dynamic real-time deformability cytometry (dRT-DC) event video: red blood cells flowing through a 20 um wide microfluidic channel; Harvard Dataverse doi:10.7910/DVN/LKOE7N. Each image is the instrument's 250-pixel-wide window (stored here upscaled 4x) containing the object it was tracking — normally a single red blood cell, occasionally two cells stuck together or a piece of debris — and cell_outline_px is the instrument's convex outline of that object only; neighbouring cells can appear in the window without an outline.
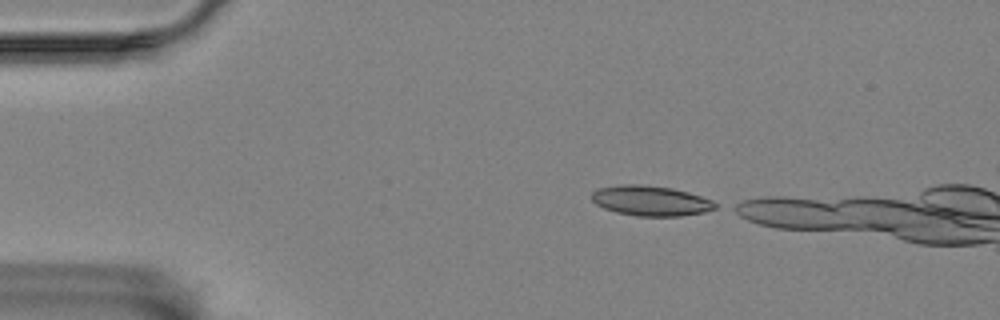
{"species": "Egyptian fruit bat (a non-hibernating species)", "species_latin": "Rousettus aegyptiacus", "temperature_condition": "room temperature", "stored_images_in_passage": 12, "camera_frame_rate_fps": 3000, "um_per_image_px": 0.085, "animal": {"sex": "female"}, "frame": {"image": 1, "passage_image": 1, "time_ms": 0.0, "image_size_px": [1000, 320], "cell_outline_px": [[720, 204], [716, 208], [704, 212], [680, 216], [636, 216], [616, 212], [604, 208], [596, 204], [592, 200], [592, 192], [596, 188], [620, 184], [640, 184], [672, 188], [688, 192], [712, 200]], "centroid_in_image_um": [55.31, 17.06], "position_along_channel_um": 29.7, "area_um2": 21.85}}
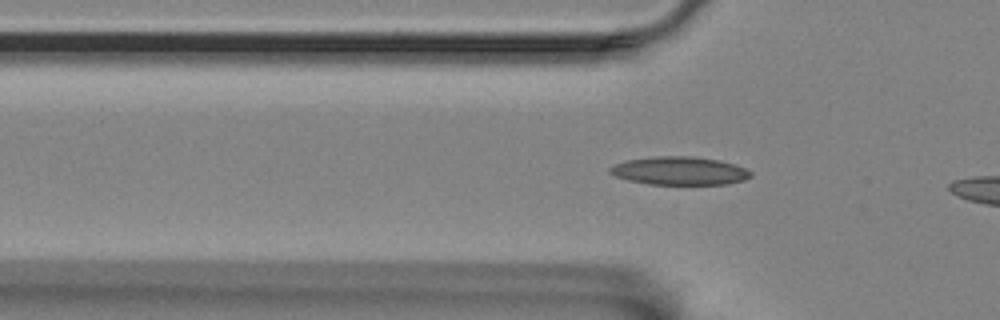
{"frame": {"image": 2, "passage_image": 9, "time_ms": 2.667, "image_size_px": [1000, 320], "cell_outline_px": [[752, 176], [744, 180], [728, 184], [648, 184], [628, 180], [616, 176], [608, 172], [608, 168], [616, 164], [628, 160], [656, 156], [692, 156], [720, 160], [744, 168], [752, 172]], "centroid_in_image_um": [57.77, 14.52], "position_along_channel_um": 68.0, "area_um2": 23.06}}